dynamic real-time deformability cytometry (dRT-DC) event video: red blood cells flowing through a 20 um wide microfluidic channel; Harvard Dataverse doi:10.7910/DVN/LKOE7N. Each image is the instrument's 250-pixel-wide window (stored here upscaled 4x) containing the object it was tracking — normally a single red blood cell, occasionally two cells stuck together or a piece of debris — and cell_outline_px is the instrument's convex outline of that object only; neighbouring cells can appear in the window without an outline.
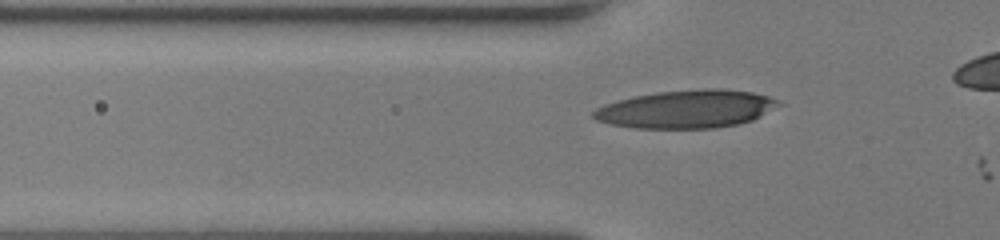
{"species": "human", "species_latin": "Homo sapiens", "temperature_condition": "room temperature", "stored_images_in_passage": 22, "camera_frame_rate_fps": 3000, "um_per_image_px": 0.085, "donor": {"sex": "female"}, "frame": {"image": 1, "passage_image": 10, "time_ms": 3.0, "image_size_px": [1000, 240], "cell_outline_px": [[784, 104], [752, 120], [736, 124], [716, 128], [636, 128], [612, 124], [596, 120], [592, 116], [592, 112], [596, 108], [604, 104], [616, 100], [656, 92], [700, 88], [720, 88], [752, 92], [768, 96], [780, 100]], "centroid_in_image_um": [58.38, 9.26], "position_along_channel_um": 67.4, "area_um2": 41.21}}
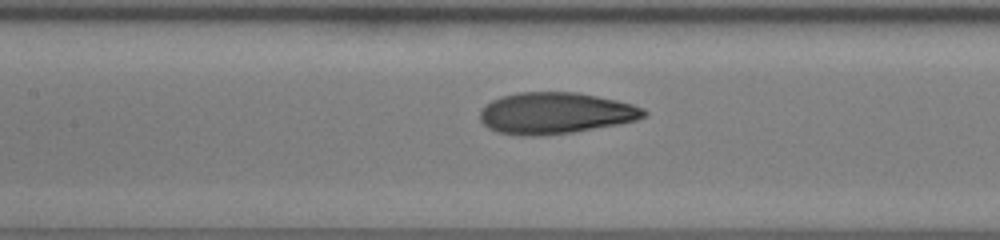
{"frame": {"image": 2, "passage_image": 17, "time_ms": 5.333, "image_size_px": [1000, 240], "cell_outline_px": [[648, 116], [636, 120], [620, 124], [572, 132], [540, 136], [520, 136], [496, 132], [488, 128], [480, 120], [480, 108], [484, 104], [492, 100], [504, 96], [520, 92], [576, 92], [616, 100], [632, 104], [644, 108], [648, 112]], "centroid_in_image_um": [47.2, 9.63], "position_along_channel_um": 160.2, "area_um2": 39.82}}
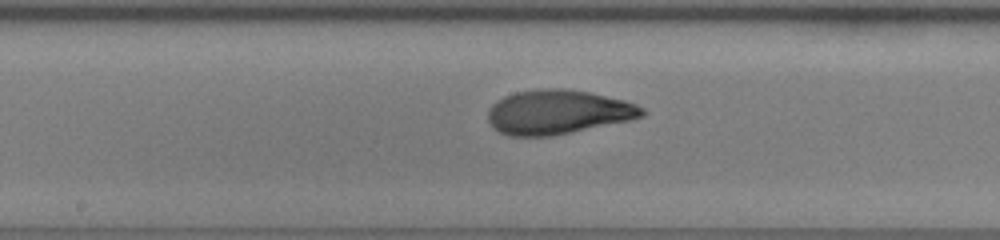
{"frame": {"image": 3, "passage_image": 20, "time_ms": 6.333, "image_size_px": [1000, 240], "cell_outline_px": [[644, 116], [628, 120], [548, 136], [508, 136], [492, 128], [488, 120], [488, 112], [492, 104], [496, 100], [504, 96], [516, 92], [540, 88], [564, 88], [588, 92], [624, 100], [636, 104], [644, 108]], "centroid_in_image_um": [47.37, 9.51], "position_along_channel_um": 200.8, "area_um2": 39.48}}